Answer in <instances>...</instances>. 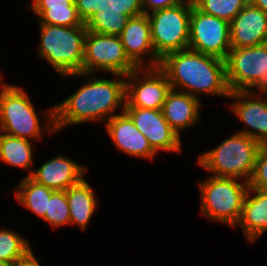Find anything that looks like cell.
Segmentation results:
<instances>
[{
	"instance_id": "d6a6232c",
	"label": "cell",
	"mask_w": 267,
	"mask_h": 266,
	"mask_svg": "<svg viewBox=\"0 0 267 266\" xmlns=\"http://www.w3.org/2000/svg\"><path fill=\"white\" fill-rule=\"evenodd\" d=\"M253 5L267 12V0H255Z\"/></svg>"
},
{
	"instance_id": "603a6c76",
	"label": "cell",
	"mask_w": 267,
	"mask_h": 266,
	"mask_svg": "<svg viewBox=\"0 0 267 266\" xmlns=\"http://www.w3.org/2000/svg\"><path fill=\"white\" fill-rule=\"evenodd\" d=\"M33 141L19 137L9 136L0 132V160L14 167L29 170L31 176L33 171Z\"/></svg>"
},
{
	"instance_id": "8fae6325",
	"label": "cell",
	"mask_w": 267,
	"mask_h": 266,
	"mask_svg": "<svg viewBox=\"0 0 267 266\" xmlns=\"http://www.w3.org/2000/svg\"><path fill=\"white\" fill-rule=\"evenodd\" d=\"M188 49L226 59L231 49L230 23L198 10L190 14Z\"/></svg>"
},
{
	"instance_id": "ba28073f",
	"label": "cell",
	"mask_w": 267,
	"mask_h": 266,
	"mask_svg": "<svg viewBox=\"0 0 267 266\" xmlns=\"http://www.w3.org/2000/svg\"><path fill=\"white\" fill-rule=\"evenodd\" d=\"M225 63L230 92L249 91L261 95L267 90V43L231 48Z\"/></svg>"
},
{
	"instance_id": "2e32d148",
	"label": "cell",
	"mask_w": 267,
	"mask_h": 266,
	"mask_svg": "<svg viewBox=\"0 0 267 266\" xmlns=\"http://www.w3.org/2000/svg\"><path fill=\"white\" fill-rule=\"evenodd\" d=\"M231 48L267 43V12L253 4L246 6L230 22Z\"/></svg>"
},
{
	"instance_id": "1f68e13d",
	"label": "cell",
	"mask_w": 267,
	"mask_h": 266,
	"mask_svg": "<svg viewBox=\"0 0 267 266\" xmlns=\"http://www.w3.org/2000/svg\"><path fill=\"white\" fill-rule=\"evenodd\" d=\"M13 266H41V264L31 249L25 256L19 258Z\"/></svg>"
},
{
	"instance_id": "836d02e7",
	"label": "cell",
	"mask_w": 267,
	"mask_h": 266,
	"mask_svg": "<svg viewBox=\"0 0 267 266\" xmlns=\"http://www.w3.org/2000/svg\"><path fill=\"white\" fill-rule=\"evenodd\" d=\"M0 266H13V263L0 260Z\"/></svg>"
},
{
	"instance_id": "8d00e7d4",
	"label": "cell",
	"mask_w": 267,
	"mask_h": 266,
	"mask_svg": "<svg viewBox=\"0 0 267 266\" xmlns=\"http://www.w3.org/2000/svg\"><path fill=\"white\" fill-rule=\"evenodd\" d=\"M3 81H4V80H3L2 75H1V73H0V86L4 83Z\"/></svg>"
},
{
	"instance_id": "cb8c5ba5",
	"label": "cell",
	"mask_w": 267,
	"mask_h": 266,
	"mask_svg": "<svg viewBox=\"0 0 267 266\" xmlns=\"http://www.w3.org/2000/svg\"><path fill=\"white\" fill-rule=\"evenodd\" d=\"M17 187L15 191L16 201L42 219L47 210L48 200L54 190L37 183L29 176L24 177Z\"/></svg>"
},
{
	"instance_id": "3957f363",
	"label": "cell",
	"mask_w": 267,
	"mask_h": 266,
	"mask_svg": "<svg viewBox=\"0 0 267 266\" xmlns=\"http://www.w3.org/2000/svg\"><path fill=\"white\" fill-rule=\"evenodd\" d=\"M0 132L36 142L43 132H56L54 106L43 111L42 127L36 108L28 93L20 86L7 82L0 86Z\"/></svg>"
},
{
	"instance_id": "d4e9b609",
	"label": "cell",
	"mask_w": 267,
	"mask_h": 266,
	"mask_svg": "<svg viewBox=\"0 0 267 266\" xmlns=\"http://www.w3.org/2000/svg\"><path fill=\"white\" fill-rule=\"evenodd\" d=\"M31 243L9 228L0 229V260L15 263L31 249Z\"/></svg>"
},
{
	"instance_id": "5bb4252c",
	"label": "cell",
	"mask_w": 267,
	"mask_h": 266,
	"mask_svg": "<svg viewBox=\"0 0 267 266\" xmlns=\"http://www.w3.org/2000/svg\"><path fill=\"white\" fill-rule=\"evenodd\" d=\"M119 36L127 56L138 68L160 65L161 60L157 57L152 45L151 27L147 14L130 18ZM146 53L149 56L148 61L144 58Z\"/></svg>"
},
{
	"instance_id": "4316f807",
	"label": "cell",
	"mask_w": 267,
	"mask_h": 266,
	"mask_svg": "<svg viewBox=\"0 0 267 266\" xmlns=\"http://www.w3.org/2000/svg\"><path fill=\"white\" fill-rule=\"evenodd\" d=\"M42 220L55 229L62 226H69L70 213L65 191H54L52 193Z\"/></svg>"
},
{
	"instance_id": "4dcf8cb0",
	"label": "cell",
	"mask_w": 267,
	"mask_h": 266,
	"mask_svg": "<svg viewBox=\"0 0 267 266\" xmlns=\"http://www.w3.org/2000/svg\"><path fill=\"white\" fill-rule=\"evenodd\" d=\"M184 1L185 0H142L143 13L149 14L156 10L173 7Z\"/></svg>"
},
{
	"instance_id": "e0dca14e",
	"label": "cell",
	"mask_w": 267,
	"mask_h": 266,
	"mask_svg": "<svg viewBox=\"0 0 267 266\" xmlns=\"http://www.w3.org/2000/svg\"><path fill=\"white\" fill-rule=\"evenodd\" d=\"M87 172L84 164H78L65 155H58L39 166L30 177L54 191H66L81 182Z\"/></svg>"
},
{
	"instance_id": "52a82bcc",
	"label": "cell",
	"mask_w": 267,
	"mask_h": 266,
	"mask_svg": "<svg viewBox=\"0 0 267 266\" xmlns=\"http://www.w3.org/2000/svg\"><path fill=\"white\" fill-rule=\"evenodd\" d=\"M192 6V0H185L173 7L147 14L151 27L152 45L160 60L169 53L188 49Z\"/></svg>"
},
{
	"instance_id": "6da1fadb",
	"label": "cell",
	"mask_w": 267,
	"mask_h": 266,
	"mask_svg": "<svg viewBox=\"0 0 267 266\" xmlns=\"http://www.w3.org/2000/svg\"><path fill=\"white\" fill-rule=\"evenodd\" d=\"M92 75V76H91ZM95 73H76L63 77H88L74 93L60 103L54 105L56 132L71 125L89 122H107L120 108L124 112L125 106V76L111 74L115 79H106ZM90 77V78H89ZM119 79V80H118ZM122 106V107H121Z\"/></svg>"
},
{
	"instance_id": "277c9868",
	"label": "cell",
	"mask_w": 267,
	"mask_h": 266,
	"mask_svg": "<svg viewBox=\"0 0 267 266\" xmlns=\"http://www.w3.org/2000/svg\"><path fill=\"white\" fill-rule=\"evenodd\" d=\"M261 147L252 137L235 132L217 147L200 154L197 163L212 176L249 182Z\"/></svg>"
},
{
	"instance_id": "4fadbf2b",
	"label": "cell",
	"mask_w": 267,
	"mask_h": 266,
	"mask_svg": "<svg viewBox=\"0 0 267 266\" xmlns=\"http://www.w3.org/2000/svg\"><path fill=\"white\" fill-rule=\"evenodd\" d=\"M228 99H232L228 106L231 112L246 126L237 132L252 137L261 145H267V103L263 96L249 91H234L230 92Z\"/></svg>"
},
{
	"instance_id": "d590c367",
	"label": "cell",
	"mask_w": 267,
	"mask_h": 266,
	"mask_svg": "<svg viewBox=\"0 0 267 266\" xmlns=\"http://www.w3.org/2000/svg\"><path fill=\"white\" fill-rule=\"evenodd\" d=\"M262 96L265 95V97H263V99H265L266 103H267V90L261 94Z\"/></svg>"
},
{
	"instance_id": "30bf717a",
	"label": "cell",
	"mask_w": 267,
	"mask_h": 266,
	"mask_svg": "<svg viewBox=\"0 0 267 266\" xmlns=\"http://www.w3.org/2000/svg\"><path fill=\"white\" fill-rule=\"evenodd\" d=\"M170 90L167 75L159 66L137 68L125 76L124 107L161 110Z\"/></svg>"
},
{
	"instance_id": "7402d4cb",
	"label": "cell",
	"mask_w": 267,
	"mask_h": 266,
	"mask_svg": "<svg viewBox=\"0 0 267 266\" xmlns=\"http://www.w3.org/2000/svg\"><path fill=\"white\" fill-rule=\"evenodd\" d=\"M130 18L122 14L113 0H104L102 7L88 19L85 26L88 31L119 36Z\"/></svg>"
},
{
	"instance_id": "5b68a950",
	"label": "cell",
	"mask_w": 267,
	"mask_h": 266,
	"mask_svg": "<svg viewBox=\"0 0 267 266\" xmlns=\"http://www.w3.org/2000/svg\"><path fill=\"white\" fill-rule=\"evenodd\" d=\"M39 26L38 56L62 77L82 73L86 26Z\"/></svg>"
},
{
	"instance_id": "f546056e",
	"label": "cell",
	"mask_w": 267,
	"mask_h": 266,
	"mask_svg": "<svg viewBox=\"0 0 267 266\" xmlns=\"http://www.w3.org/2000/svg\"><path fill=\"white\" fill-rule=\"evenodd\" d=\"M125 16L136 17L143 13L142 0H113Z\"/></svg>"
},
{
	"instance_id": "484cf974",
	"label": "cell",
	"mask_w": 267,
	"mask_h": 266,
	"mask_svg": "<svg viewBox=\"0 0 267 266\" xmlns=\"http://www.w3.org/2000/svg\"><path fill=\"white\" fill-rule=\"evenodd\" d=\"M193 5L205 14L229 23L246 6L244 0H192Z\"/></svg>"
},
{
	"instance_id": "9c48e42d",
	"label": "cell",
	"mask_w": 267,
	"mask_h": 266,
	"mask_svg": "<svg viewBox=\"0 0 267 266\" xmlns=\"http://www.w3.org/2000/svg\"><path fill=\"white\" fill-rule=\"evenodd\" d=\"M138 67L129 59L120 36L88 31L84 42L82 73L103 71L127 76Z\"/></svg>"
},
{
	"instance_id": "7c38bea8",
	"label": "cell",
	"mask_w": 267,
	"mask_h": 266,
	"mask_svg": "<svg viewBox=\"0 0 267 266\" xmlns=\"http://www.w3.org/2000/svg\"><path fill=\"white\" fill-rule=\"evenodd\" d=\"M124 112L157 153L182 151L181 136L170 127L161 110L124 107Z\"/></svg>"
},
{
	"instance_id": "d6986e66",
	"label": "cell",
	"mask_w": 267,
	"mask_h": 266,
	"mask_svg": "<svg viewBox=\"0 0 267 266\" xmlns=\"http://www.w3.org/2000/svg\"><path fill=\"white\" fill-rule=\"evenodd\" d=\"M237 225L250 243L263 236L267 231V191L248 189Z\"/></svg>"
},
{
	"instance_id": "ffe728a7",
	"label": "cell",
	"mask_w": 267,
	"mask_h": 266,
	"mask_svg": "<svg viewBox=\"0 0 267 266\" xmlns=\"http://www.w3.org/2000/svg\"><path fill=\"white\" fill-rule=\"evenodd\" d=\"M29 8L38 16L40 24L85 26L78 16L75 0H32Z\"/></svg>"
},
{
	"instance_id": "e575fe53",
	"label": "cell",
	"mask_w": 267,
	"mask_h": 266,
	"mask_svg": "<svg viewBox=\"0 0 267 266\" xmlns=\"http://www.w3.org/2000/svg\"><path fill=\"white\" fill-rule=\"evenodd\" d=\"M246 4H253L255 0H244Z\"/></svg>"
},
{
	"instance_id": "9a60e30c",
	"label": "cell",
	"mask_w": 267,
	"mask_h": 266,
	"mask_svg": "<svg viewBox=\"0 0 267 266\" xmlns=\"http://www.w3.org/2000/svg\"><path fill=\"white\" fill-rule=\"evenodd\" d=\"M105 128L118 151L150 160L157 154L125 112L114 115L105 123Z\"/></svg>"
},
{
	"instance_id": "7a4b0ae2",
	"label": "cell",
	"mask_w": 267,
	"mask_h": 266,
	"mask_svg": "<svg viewBox=\"0 0 267 266\" xmlns=\"http://www.w3.org/2000/svg\"><path fill=\"white\" fill-rule=\"evenodd\" d=\"M159 67L167 75L171 89L197 97L201 94L228 99L224 59L191 49L167 54Z\"/></svg>"
},
{
	"instance_id": "8992f818",
	"label": "cell",
	"mask_w": 267,
	"mask_h": 266,
	"mask_svg": "<svg viewBox=\"0 0 267 266\" xmlns=\"http://www.w3.org/2000/svg\"><path fill=\"white\" fill-rule=\"evenodd\" d=\"M239 180L211 175L198 182L201 215L235 228L249 189L248 182Z\"/></svg>"
},
{
	"instance_id": "ac0fdd59",
	"label": "cell",
	"mask_w": 267,
	"mask_h": 266,
	"mask_svg": "<svg viewBox=\"0 0 267 266\" xmlns=\"http://www.w3.org/2000/svg\"><path fill=\"white\" fill-rule=\"evenodd\" d=\"M201 99L186 92L171 89L162 106V113L170 127L180 136L182 130L199 122Z\"/></svg>"
},
{
	"instance_id": "44dd1931",
	"label": "cell",
	"mask_w": 267,
	"mask_h": 266,
	"mask_svg": "<svg viewBox=\"0 0 267 266\" xmlns=\"http://www.w3.org/2000/svg\"><path fill=\"white\" fill-rule=\"evenodd\" d=\"M92 188L84 178L65 191L70 213L69 225L77 224L83 231L86 230L98 204Z\"/></svg>"
},
{
	"instance_id": "83f0119b",
	"label": "cell",
	"mask_w": 267,
	"mask_h": 266,
	"mask_svg": "<svg viewBox=\"0 0 267 266\" xmlns=\"http://www.w3.org/2000/svg\"><path fill=\"white\" fill-rule=\"evenodd\" d=\"M249 188L267 191V145H262L256 158L255 169Z\"/></svg>"
},
{
	"instance_id": "f1b7e54d",
	"label": "cell",
	"mask_w": 267,
	"mask_h": 266,
	"mask_svg": "<svg viewBox=\"0 0 267 266\" xmlns=\"http://www.w3.org/2000/svg\"><path fill=\"white\" fill-rule=\"evenodd\" d=\"M104 0H75L77 13L83 23L102 7Z\"/></svg>"
}]
</instances>
